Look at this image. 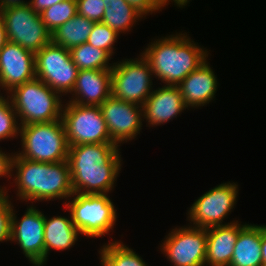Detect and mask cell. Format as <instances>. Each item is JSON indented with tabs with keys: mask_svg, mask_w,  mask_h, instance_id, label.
Masks as SVG:
<instances>
[{
	"mask_svg": "<svg viewBox=\"0 0 266 266\" xmlns=\"http://www.w3.org/2000/svg\"><path fill=\"white\" fill-rule=\"evenodd\" d=\"M120 146L115 143L69 147L67 162L74 193L108 194L121 171Z\"/></svg>",
	"mask_w": 266,
	"mask_h": 266,
	"instance_id": "6da1fadb",
	"label": "cell"
},
{
	"mask_svg": "<svg viewBox=\"0 0 266 266\" xmlns=\"http://www.w3.org/2000/svg\"><path fill=\"white\" fill-rule=\"evenodd\" d=\"M154 40L140 54L149 63L154 77L164 85L178 86L208 60L209 51L195 43L186 32Z\"/></svg>",
	"mask_w": 266,
	"mask_h": 266,
	"instance_id": "7a4b0ae2",
	"label": "cell"
},
{
	"mask_svg": "<svg viewBox=\"0 0 266 266\" xmlns=\"http://www.w3.org/2000/svg\"><path fill=\"white\" fill-rule=\"evenodd\" d=\"M12 176L18 199L27 203L53 201L57 198L68 200L74 194L67 160L58 163L36 162L15 153Z\"/></svg>",
	"mask_w": 266,
	"mask_h": 266,
	"instance_id": "3957f363",
	"label": "cell"
},
{
	"mask_svg": "<svg viewBox=\"0 0 266 266\" xmlns=\"http://www.w3.org/2000/svg\"><path fill=\"white\" fill-rule=\"evenodd\" d=\"M7 95L20 126L62 119V96L38 78L15 87Z\"/></svg>",
	"mask_w": 266,
	"mask_h": 266,
	"instance_id": "277c9868",
	"label": "cell"
},
{
	"mask_svg": "<svg viewBox=\"0 0 266 266\" xmlns=\"http://www.w3.org/2000/svg\"><path fill=\"white\" fill-rule=\"evenodd\" d=\"M21 158L36 162L58 163L67 160L69 145L62 119L20 126Z\"/></svg>",
	"mask_w": 266,
	"mask_h": 266,
	"instance_id": "5b68a950",
	"label": "cell"
},
{
	"mask_svg": "<svg viewBox=\"0 0 266 266\" xmlns=\"http://www.w3.org/2000/svg\"><path fill=\"white\" fill-rule=\"evenodd\" d=\"M109 197L108 194L74 193L68 202H63L80 235L100 238L113 230L117 210Z\"/></svg>",
	"mask_w": 266,
	"mask_h": 266,
	"instance_id": "8992f818",
	"label": "cell"
},
{
	"mask_svg": "<svg viewBox=\"0 0 266 266\" xmlns=\"http://www.w3.org/2000/svg\"><path fill=\"white\" fill-rule=\"evenodd\" d=\"M0 15L9 42L19 44L34 54L51 42V32L43 23L40 14L29 4L0 7Z\"/></svg>",
	"mask_w": 266,
	"mask_h": 266,
	"instance_id": "52a82bcc",
	"label": "cell"
},
{
	"mask_svg": "<svg viewBox=\"0 0 266 266\" xmlns=\"http://www.w3.org/2000/svg\"><path fill=\"white\" fill-rule=\"evenodd\" d=\"M152 77L149 63L141 54L117 61L111 69V96L143 106L153 91Z\"/></svg>",
	"mask_w": 266,
	"mask_h": 266,
	"instance_id": "ba28073f",
	"label": "cell"
},
{
	"mask_svg": "<svg viewBox=\"0 0 266 266\" xmlns=\"http://www.w3.org/2000/svg\"><path fill=\"white\" fill-rule=\"evenodd\" d=\"M62 120L69 147L80 144L114 143L99 106L64 102Z\"/></svg>",
	"mask_w": 266,
	"mask_h": 266,
	"instance_id": "9c48e42d",
	"label": "cell"
},
{
	"mask_svg": "<svg viewBox=\"0 0 266 266\" xmlns=\"http://www.w3.org/2000/svg\"><path fill=\"white\" fill-rule=\"evenodd\" d=\"M78 71L70 51L52 41L35 53L36 78L61 96L72 92Z\"/></svg>",
	"mask_w": 266,
	"mask_h": 266,
	"instance_id": "30bf717a",
	"label": "cell"
},
{
	"mask_svg": "<svg viewBox=\"0 0 266 266\" xmlns=\"http://www.w3.org/2000/svg\"><path fill=\"white\" fill-rule=\"evenodd\" d=\"M237 182L221 183L201 195L188 210L191 226L209 228L212 226L228 225L236 220L224 223L236 205L238 197ZM224 223V224H223ZM193 224V225H192Z\"/></svg>",
	"mask_w": 266,
	"mask_h": 266,
	"instance_id": "8fae6325",
	"label": "cell"
},
{
	"mask_svg": "<svg viewBox=\"0 0 266 266\" xmlns=\"http://www.w3.org/2000/svg\"><path fill=\"white\" fill-rule=\"evenodd\" d=\"M159 247L174 266H205L207 228L175 227Z\"/></svg>",
	"mask_w": 266,
	"mask_h": 266,
	"instance_id": "7c38bea8",
	"label": "cell"
},
{
	"mask_svg": "<svg viewBox=\"0 0 266 266\" xmlns=\"http://www.w3.org/2000/svg\"><path fill=\"white\" fill-rule=\"evenodd\" d=\"M22 216L17 219L16 211L11 215L10 241L17 242L32 266L45 265L44 223L45 215L34 205H29Z\"/></svg>",
	"mask_w": 266,
	"mask_h": 266,
	"instance_id": "4fadbf2b",
	"label": "cell"
},
{
	"mask_svg": "<svg viewBox=\"0 0 266 266\" xmlns=\"http://www.w3.org/2000/svg\"><path fill=\"white\" fill-rule=\"evenodd\" d=\"M99 107L111 140L118 146L140 134L144 121L143 106L110 96Z\"/></svg>",
	"mask_w": 266,
	"mask_h": 266,
	"instance_id": "5bb4252c",
	"label": "cell"
},
{
	"mask_svg": "<svg viewBox=\"0 0 266 266\" xmlns=\"http://www.w3.org/2000/svg\"><path fill=\"white\" fill-rule=\"evenodd\" d=\"M35 78V54L19 44L7 41L0 51L1 89L7 95L15 87Z\"/></svg>",
	"mask_w": 266,
	"mask_h": 266,
	"instance_id": "9a60e30c",
	"label": "cell"
},
{
	"mask_svg": "<svg viewBox=\"0 0 266 266\" xmlns=\"http://www.w3.org/2000/svg\"><path fill=\"white\" fill-rule=\"evenodd\" d=\"M186 108L178 86L163 85L153 89L143 105V116L148 123L146 126L167 123L182 114Z\"/></svg>",
	"mask_w": 266,
	"mask_h": 266,
	"instance_id": "2e32d148",
	"label": "cell"
},
{
	"mask_svg": "<svg viewBox=\"0 0 266 266\" xmlns=\"http://www.w3.org/2000/svg\"><path fill=\"white\" fill-rule=\"evenodd\" d=\"M68 102L100 106L111 96V70H79Z\"/></svg>",
	"mask_w": 266,
	"mask_h": 266,
	"instance_id": "e0dca14e",
	"label": "cell"
},
{
	"mask_svg": "<svg viewBox=\"0 0 266 266\" xmlns=\"http://www.w3.org/2000/svg\"><path fill=\"white\" fill-rule=\"evenodd\" d=\"M217 80L207 60L182 80L178 88L187 109H197L212 102L219 85Z\"/></svg>",
	"mask_w": 266,
	"mask_h": 266,
	"instance_id": "ac0fdd59",
	"label": "cell"
},
{
	"mask_svg": "<svg viewBox=\"0 0 266 266\" xmlns=\"http://www.w3.org/2000/svg\"><path fill=\"white\" fill-rule=\"evenodd\" d=\"M248 223L234 222L207 228L206 266H229L239 232Z\"/></svg>",
	"mask_w": 266,
	"mask_h": 266,
	"instance_id": "d6986e66",
	"label": "cell"
},
{
	"mask_svg": "<svg viewBox=\"0 0 266 266\" xmlns=\"http://www.w3.org/2000/svg\"><path fill=\"white\" fill-rule=\"evenodd\" d=\"M80 232L72 222L71 215L54 216L48 218L45 216L44 223V247L45 264L51 249L64 251L70 249L76 244Z\"/></svg>",
	"mask_w": 266,
	"mask_h": 266,
	"instance_id": "ffe728a7",
	"label": "cell"
},
{
	"mask_svg": "<svg viewBox=\"0 0 266 266\" xmlns=\"http://www.w3.org/2000/svg\"><path fill=\"white\" fill-rule=\"evenodd\" d=\"M229 266H263L261 225L247 224L239 232Z\"/></svg>",
	"mask_w": 266,
	"mask_h": 266,
	"instance_id": "44dd1931",
	"label": "cell"
},
{
	"mask_svg": "<svg viewBox=\"0 0 266 266\" xmlns=\"http://www.w3.org/2000/svg\"><path fill=\"white\" fill-rule=\"evenodd\" d=\"M94 21L76 14L51 33V41L68 50L88 41Z\"/></svg>",
	"mask_w": 266,
	"mask_h": 266,
	"instance_id": "7402d4cb",
	"label": "cell"
},
{
	"mask_svg": "<svg viewBox=\"0 0 266 266\" xmlns=\"http://www.w3.org/2000/svg\"><path fill=\"white\" fill-rule=\"evenodd\" d=\"M103 1L105 11L101 22L115 30L119 35L120 33L129 32L139 20L145 18L134 7L129 5L126 0Z\"/></svg>",
	"mask_w": 266,
	"mask_h": 266,
	"instance_id": "603a6c76",
	"label": "cell"
},
{
	"mask_svg": "<svg viewBox=\"0 0 266 266\" xmlns=\"http://www.w3.org/2000/svg\"><path fill=\"white\" fill-rule=\"evenodd\" d=\"M101 266H148L143 258L121 241H112L101 246Z\"/></svg>",
	"mask_w": 266,
	"mask_h": 266,
	"instance_id": "cb8c5ba5",
	"label": "cell"
},
{
	"mask_svg": "<svg viewBox=\"0 0 266 266\" xmlns=\"http://www.w3.org/2000/svg\"><path fill=\"white\" fill-rule=\"evenodd\" d=\"M71 59L79 70H111L113 58L104 50L85 42L69 50Z\"/></svg>",
	"mask_w": 266,
	"mask_h": 266,
	"instance_id": "d4e9b609",
	"label": "cell"
},
{
	"mask_svg": "<svg viewBox=\"0 0 266 266\" xmlns=\"http://www.w3.org/2000/svg\"><path fill=\"white\" fill-rule=\"evenodd\" d=\"M76 14V0H64L45 9L40 16L47 29L52 33Z\"/></svg>",
	"mask_w": 266,
	"mask_h": 266,
	"instance_id": "484cf974",
	"label": "cell"
},
{
	"mask_svg": "<svg viewBox=\"0 0 266 266\" xmlns=\"http://www.w3.org/2000/svg\"><path fill=\"white\" fill-rule=\"evenodd\" d=\"M8 95L0 94V141L17 138L20 133V124ZM17 136V137H16Z\"/></svg>",
	"mask_w": 266,
	"mask_h": 266,
	"instance_id": "4316f807",
	"label": "cell"
},
{
	"mask_svg": "<svg viewBox=\"0 0 266 266\" xmlns=\"http://www.w3.org/2000/svg\"><path fill=\"white\" fill-rule=\"evenodd\" d=\"M119 34L102 22H95L87 43L106 51L111 57L115 54L114 43Z\"/></svg>",
	"mask_w": 266,
	"mask_h": 266,
	"instance_id": "83f0119b",
	"label": "cell"
},
{
	"mask_svg": "<svg viewBox=\"0 0 266 266\" xmlns=\"http://www.w3.org/2000/svg\"><path fill=\"white\" fill-rule=\"evenodd\" d=\"M13 204L8 194H0V242L10 241Z\"/></svg>",
	"mask_w": 266,
	"mask_h": 266,
	"instance_id": "f1b7e54d",
	"label": "cell"
},
{
	"mask_svg": "<svg viewBox=\"0 0 266 266\" xmlns=\"http://www.w3.org/2000/svg\"><path fill=\"white\" fill-rule=\"evenodd\" d=\"M77 14L94 22H101L105 11L103 0H76Z\"/></svg>",
	"mask_w": 266,
	"mask_h": 266,
	"instance_id": "f546056e",
	"label": "cell"
},
{
	"mask_svg": "<svg viewBox=\"0 0 266 266\" xmlns=\"http://www.w3.org/2000/svg\"><path fill=\"white\" fill-rule=\"evenodd\" d=\"M129 5L134 7L144 17L148 14L152 15L155 12L162 11V0H126Z\"/></svg>",
	"mask_w": 266,
	"mask_h": 266,
	"instance_id": "4dcf8cb0",
	"label": "cell"
},
{
	"mask_svg": "<svg viewBox=\"0 0 266 266\" xmlns=\"http://www.w3.org/2000/svg\"><path fill=\"white\" fill-rule=\"evenodd\" d=\"M15 153L2 152L0 148V178L5 177L7 180L12 178V160Z\"/></svg>",
	"mask_w": 266,
	"mask_h": 266,
	"instance_id": "1f68e13d",
	"label": "cell"
},
{
	"mask_svg": "<svg viewBox=\"0 0 266 266\" xmlns=\"http://www.w3.org/2000/svg\"><path fill=\"white\" fill-rule=\"evenodd\" d=\"M62 1L64 0H30L28 2H29L30 7L36 13L41 14L45 9Z\"/></svg>",
	"mask_w": 266,
	"mask_h": 266,
	"instance_id": "d6a6232c",
	"label": "cell"
},
{
	"mask_svg": "<svg viewBox=\"0 0 266 266\" xmlns=\"http://www.w3.org/2000/svg\"><path fill=\"white\" fill-rule=\"evenodd\" d=\"M261 254L263 266H266V225H261Z\"/></svg>",
	"mask_w": 266,
	"mask_h": 266,
	"instance_id": "836d02e7",
	"label": "cell"
},
{
	"mask_svg": "<svg viewBox=\"0 0 266 266\" xmlns=\"http://www.w3.org/2000/svg\"><path fill=\"white\" fill-rule=\"evenodd\" d=\"M7 41L8 40L6 37L5 25H4V22H3L1 15H0V51Z\"/></svg>",
	"mask_w": 266,
	"mask_h": 266,
	"instance_id": "e575fe53",
	"label": "cell"
},
{
	"mask_svg": "<svg viewBox=\"0 0 266 266\" xmlns=\"http://www.w3.org/2000/svg\"><path fill=\"white\" fill-rule=\"evenodd\" d=\"M170 1L174 2V5H176L179 8L185 7L190 2V0H162V6L163 7H165L166 5L168 6Z\"/></svg>",
	"mask_w": 266,
	"mask_h": 266,
	"instance_id": "d590c367",
	"label": "cell"
},
{
	"mask_svg": "<svg viewBox=\"0 0 266 266\" xmlns=\"http://www.w3.org/2000/svg\"><path fill=\"white\" fill-rule=\"evenodd\" d=\"M17 4H29V2L24 0H0V7Z\"/></svg>",
	"mask_w": 266,
	"mask_h": 266,
	"instance_id": "8d00e7d4",
	"label": "cell"
},
{
	"mask_svg": "<svg viewBox=\"0 0 266 266\" xmlns=\"http://www.w3.org/2000/svg\"><path fill=\"white\" fill-rule=\"evenodd\" d=\"M0 194H8V190H6V187H1L0 185Z\"/></svg>",
	"mask_w": 266,
	"mask_h": 266,
	"instance_id": "74e56055",
	"label": "cell"
}]
</instances>
